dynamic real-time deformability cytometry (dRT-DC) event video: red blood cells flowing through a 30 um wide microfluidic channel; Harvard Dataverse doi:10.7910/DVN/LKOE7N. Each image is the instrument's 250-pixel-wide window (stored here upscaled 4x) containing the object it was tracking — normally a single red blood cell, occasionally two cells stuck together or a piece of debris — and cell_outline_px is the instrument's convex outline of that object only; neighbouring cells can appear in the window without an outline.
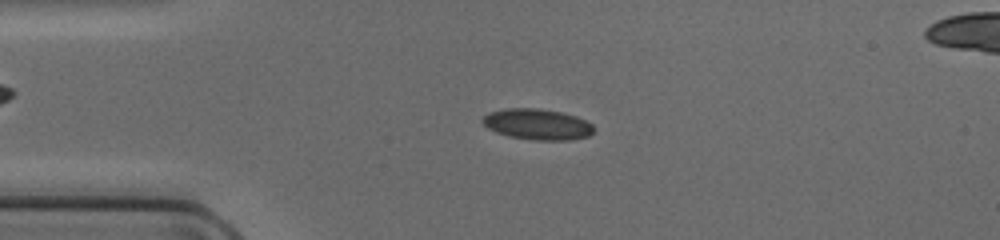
{"species": "common noctule bat (a hibernating species)", "species_latin": "Nyctalus noctula", "temperature_condition": "cold", "stored_images_in_passage": 49, "segment_of_instrument_passage": [1, 2], "camera_frame_rate_fps": 3000, "um_per_image_px": 0.085, "animal": {"sex": "female", "body_mass_g": 17.0, "forearm_length_mm": 48.0}, "frame": {"image": 1, "passage_image": 11, "time_ms": 3.333, "image_size_px": [1000, 240], "cell_outline_px": [[596, 128], [588, 136], [568, 140], [532, 140], [508, 136], [496, 132], [488, 128], [480, 120], [488, 112], [504, 108], [536, 108], [560, 112], [576, 116], [592, 124]], "centroid_in_image_um": [45.65, 10.56], "position_along_channel_um": 39.4, "area_um2": 20.06}}
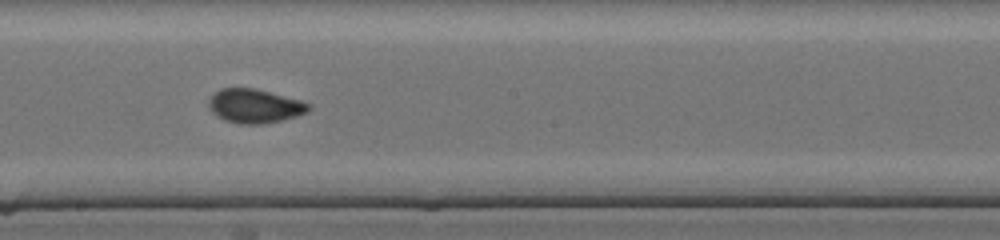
{"frame": {"image": 2, "passage_image": 26, "time_ms": 8.333, "image_size_px": [1000, 240], "cell_outline_px": [[312, 108], [308, 112], [296, 116], [280, 120], [260, 124], [240, 124], [224, 120], [216, 116], [208, 108], [208, 100], [220, 88], [252, 88], [300, 100], [312, 104]], "centroid_in_image_um": [21.64, 9.02], "position_along_channel_um": 226.6, "area_um2": 19.71}}
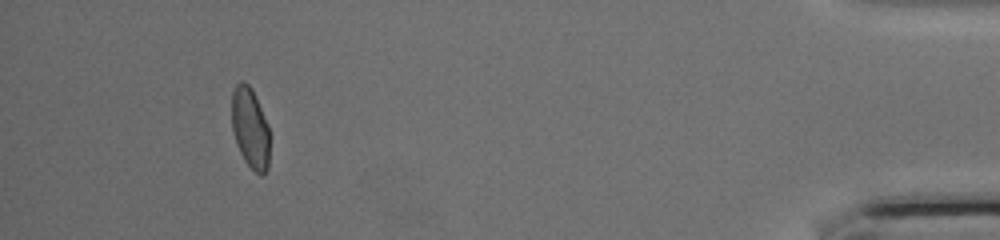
{"frame": {"image": 3, "passage_image": 44, "time_ms": 14.333, "image_size_px": [1000, 240], "cell_outline_px": [[268, 168], [264, 176], [260, 176], [244, 160], [236, 144], [232, 132], [232, 92], [236, 84], [240, 80], [244, 80], [252, 88], [268, 124]], "centroid_in_image_um": [21.25, 10.86], "position_along_channel_um": 414.0, "area_um2": 17.92}}